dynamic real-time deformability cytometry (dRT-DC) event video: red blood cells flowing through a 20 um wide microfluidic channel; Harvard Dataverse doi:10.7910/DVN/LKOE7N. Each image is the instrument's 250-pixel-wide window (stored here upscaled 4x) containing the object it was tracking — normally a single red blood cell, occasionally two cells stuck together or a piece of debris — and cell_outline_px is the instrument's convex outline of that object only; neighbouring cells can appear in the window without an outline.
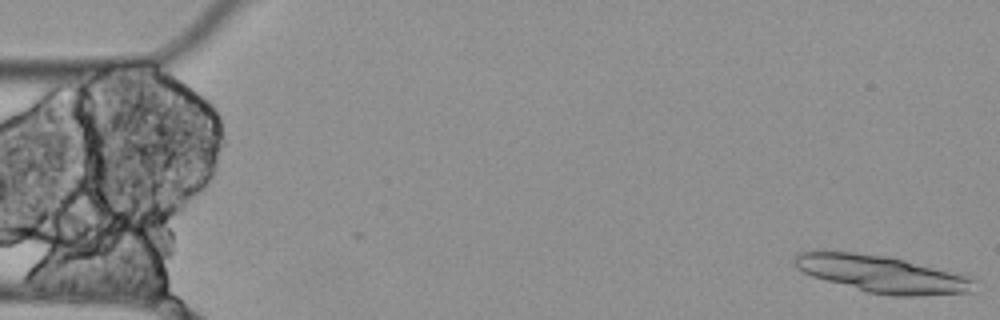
{"species": "Egyptian fruit bat (a non-hibernating species)", "species_latin": "Rousettus aegyptiacus", "temperature_condition": "cold", "stored_images_in_passage": 4, "camera_frame_rate_fps": 3000, "um_per_image_px": 0.085, "animal": {"sex": "female"}, "frame": {"image": 1, "passage_image": 1, "time_ms": 0.0, "image_size_px": [1000, 320], "cell_outline_px": [[976, 280], [972, 292], [916, 296], [892, 296], [868, 292], [812, 276], [796, 268], [792, 264], [792, 260], [800, 252], [852, 252], [884, 256], [904, 260], [960, 272], [972, 276]], "centroid_in_image_um": [75.06, 23.3], "position_along_channel_um": 9.9, "area_um2": 38.67}}
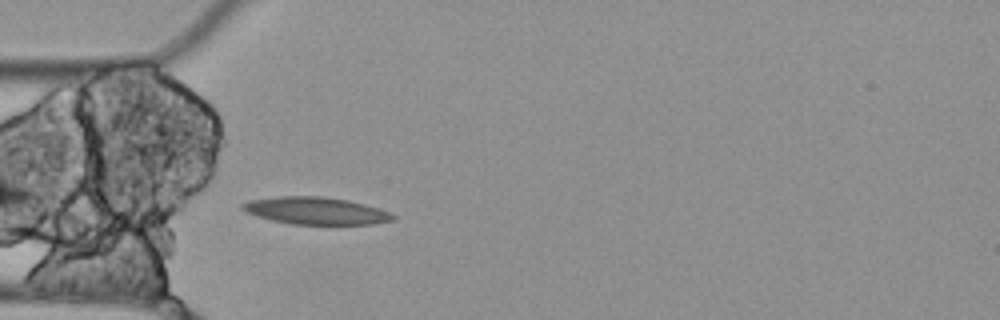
{"frame": {"image": 2, "passage_image": 4, "time_ms": 1.0, "image_size_px": [1000, 320], "cell_outline_px": [[396, 220], [372, 224], [292, 224], [272, 220], [256, 216], [244, 212], [240, 208], [240, 204], [248, 200], [276, 196], [320, 196], [348, 200], [364, 204], [388, 212], [396, 216]], "centroid_in_image_um": [26.78, 17.91], "position_along_channel_um": 58.2, "area_um2": 23.99}}